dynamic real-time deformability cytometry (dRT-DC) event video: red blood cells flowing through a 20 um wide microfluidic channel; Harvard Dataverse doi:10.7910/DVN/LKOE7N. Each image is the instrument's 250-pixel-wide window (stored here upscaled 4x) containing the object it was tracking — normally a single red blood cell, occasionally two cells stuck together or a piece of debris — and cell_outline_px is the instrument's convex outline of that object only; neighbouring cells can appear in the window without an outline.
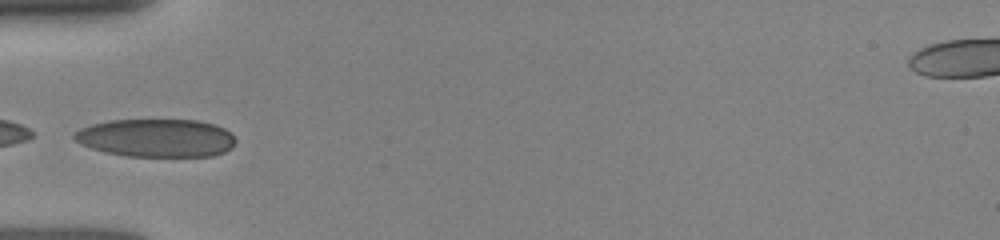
{"species": "human", "species_latin": "Homo sapiens", "temperature_condition": "room temperature", "stored_images_in_passage": 51, "camera_frame_rate_fps": 3000, "um_per_image_px": 0.085, "donor": {"sex": "female"}, "frame": {"image": 1, "passage_image": 1, "time_ms": 0.0, "image_size_px": [1000, 240], "cell_outline_px": [[236, 140], [232, 148], [224, 152], [212, 156], [124, 156], [104, 152], [80, 144], [72, 136], [72, 132], [80, 128], [92, 124], [108, 120], [196, 120], [212, 124], [224, 128], [232, 132]], "centroid_in_image_um": [13.27, 11.72], "position_along_channel_um": 71.7, "area_um2": 36.07}}
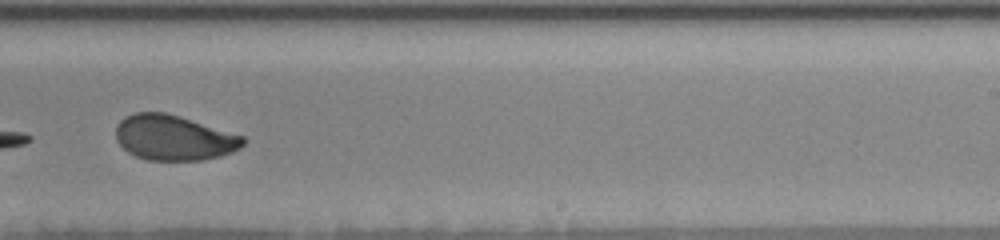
{"frame": {"image": 2, "passage_image": 30, "time_ms": 5.0, "image_size_px": [1000, 240], "cell_outline_px": [[248, 140], [240, 148], [232, 152], [220, 156], [200, 160], [148, 160], [136, 156], [128, 152], [116, 140], [116, 124], [124, 116], [136, 112], [164, 112], [180, 116], [244, 136]], "centroid_in_image_um": [14.78, 11.7], "position_along_channel_um": 274.2, "area_um2": 33.64}}
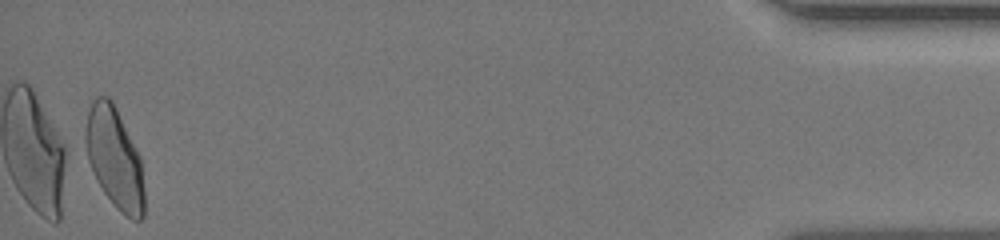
{"frame": {"image": 3, "passage_image": 51, "time_ms": 10.667, "image_size_px": [1000, 240], "cell_outline_px": [[144, 216], [140, 220], [132, 220], [120, 212], [116, 208], [104, 192], [88, 160], [84, 136], [84, 132], [88, 112], [92, 100], [96, 96], [108, 96], [112, 100], [140, 156], [144, 188]], "centroid_in_image_um": [9.74, 13.43], "position_along_channel_um": 425.5, "area_um2": 34.33}}